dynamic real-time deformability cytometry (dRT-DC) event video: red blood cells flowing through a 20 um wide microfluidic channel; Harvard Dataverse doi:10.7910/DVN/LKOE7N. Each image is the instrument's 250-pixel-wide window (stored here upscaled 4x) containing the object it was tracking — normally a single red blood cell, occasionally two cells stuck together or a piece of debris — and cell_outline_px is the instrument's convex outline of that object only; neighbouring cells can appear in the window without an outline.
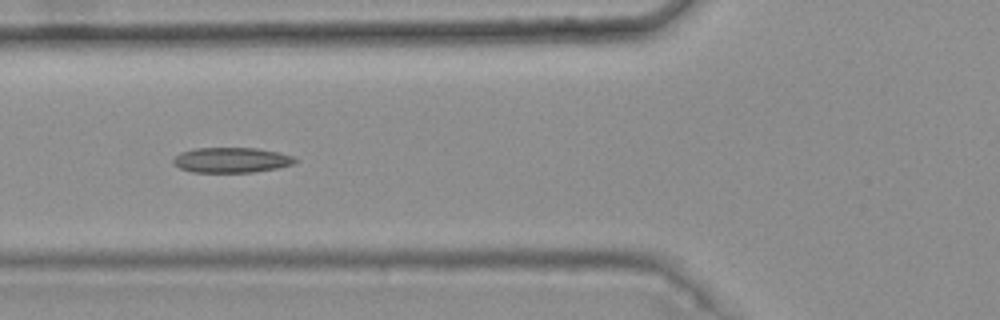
{"species": "common noctule bat (a hibernating species)", "species_latin": "Nyctalus noctula", "temperature_condition": "warm", "stored_images_in_passage": 5, "camera_frame_rate_fps": 3000, "um_per_image_px": 0.085, "animal": {"sex": "female", "body_mass_g": 25.1}, "frame": {"image": 1, "passage_image": 5, "time_ms": 1.333, "image_size_px": [1000, 320], "cell_outline_px": [[300, 160], [292, 164], [276, 168], [252, 172], [192, 172], [180, 168], [172, 164], [172, 160], [180, 152], [192, 148], [256, 148], [280, 152], [292, 156]], "centroid_in_image_um": [19.65, 13.59], "position_along_channel_um": 106.1, "area_um2": 17.98}}